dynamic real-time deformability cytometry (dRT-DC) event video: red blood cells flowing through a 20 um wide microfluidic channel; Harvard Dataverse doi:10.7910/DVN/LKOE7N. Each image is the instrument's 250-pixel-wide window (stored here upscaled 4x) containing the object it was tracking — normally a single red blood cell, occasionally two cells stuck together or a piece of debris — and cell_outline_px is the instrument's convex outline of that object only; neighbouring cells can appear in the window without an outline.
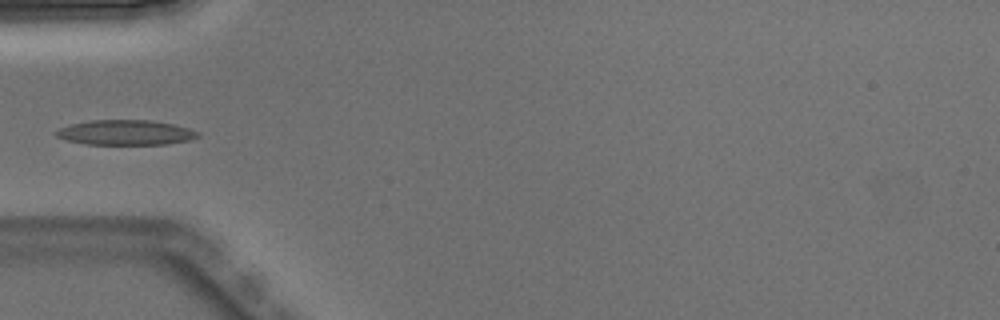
{"species": "Egyptian fruit bat (a non-hibernating species)", "species_latin": "Rousettus aegyptiacus", "temperature_condition": "warm", "stored_images_in_passage": 4, "camera_frame_rate_fps": 3000, "um_per_image_px": 0.085, "animal": {"sex": "male"}, "frame": {"image": 1, "passage_image": 4, "time_ms": 1.0, "image_size_px": [1000, 320], "cell_outline_px": [[200, 136], [188, 140], [168, 144], [88, 144], [68, 140], [56, 136], [56, 132], [60, 128], [72, 124], [92, 120], [152, 120], [172, 124], [188, 128], [200, 132]], "centroid_in_image_um": [10.72, 11.26], "position_along_channel_um": 74.3, "area_um2": 20.4}}